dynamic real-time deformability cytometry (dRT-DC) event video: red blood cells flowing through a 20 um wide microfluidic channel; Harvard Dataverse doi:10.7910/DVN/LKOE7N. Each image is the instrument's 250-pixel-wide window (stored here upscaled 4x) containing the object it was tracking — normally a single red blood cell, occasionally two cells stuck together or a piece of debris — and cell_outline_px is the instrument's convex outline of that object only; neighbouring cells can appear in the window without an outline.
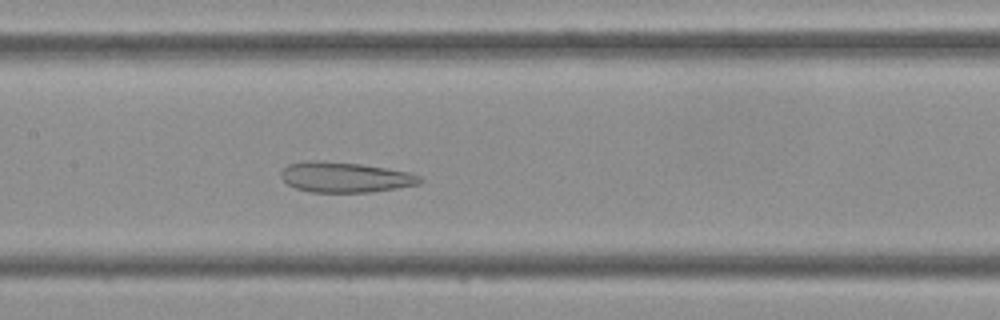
{"species": "Egyptian fruit bat (a non-hibernating species)", "species_latin": "Rousettus aegyptiacus", "temperature_condition": "cold", "stored_images_in_passage": 44, "camera_frame_rate_fps": 3000, "um_per_image_px": 0.085, "frame": {"image": 1, "passage_image": 21, "time_ms": 6.667, "image_size_px": [1000, 320], "cell_outline_px": [[424, 180], [420, 184], [396, 188], [368, 192], [312, 192], [296, 188], [288, 184], [280, 176], [280, 172], [288, 164], [308, 160], [320, 160], [360, 164], [412, 172], [420, 176]], "centroid_in_image_um": [29.35, 15.05], "position_along_channel_um": 178.1, "area_um2": 24.62}}
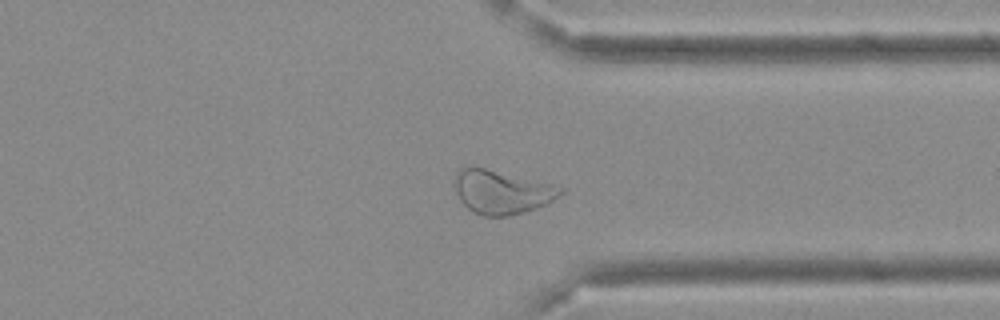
{"frame": {"image": 2, "passage_image": 34, "time_ms": 11.0, "image_size_px": [1000, 320], "cell_outline_px": [[564, 192], [560, 196], [548, 204], [524, 212], [504, 216], [484, 216], [472, 212], [460, 200], [452, 184], [452, 180], [456, 172], [460, 168], [484, 168], [564, 188]], "centroid_in_image_um": [42.6, 16.34], "position_along_channel_um": 368.8, "area_um2": 26.65}}
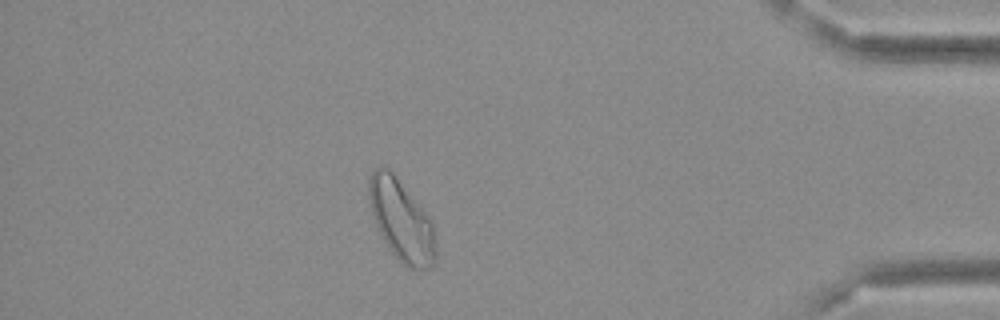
{"frame": {"image": 3, "passage_image": 39, "time_ms": 12.667, "image_size_px": [1000, 320], "cell_outline_px": [[436, 256], [432, 268], [408, 268], [392, 252], [384, 240], [376, 224], [372, 212], [368, 196], [368, 180], [372, 172], [376, 168], [384, 164], [392, 172], [432, 220], [436, 252]], "centroid_in_image_um": [34.11, 18.71], "position_along_channel_um": 401.1, "area_um2": 31.15}}